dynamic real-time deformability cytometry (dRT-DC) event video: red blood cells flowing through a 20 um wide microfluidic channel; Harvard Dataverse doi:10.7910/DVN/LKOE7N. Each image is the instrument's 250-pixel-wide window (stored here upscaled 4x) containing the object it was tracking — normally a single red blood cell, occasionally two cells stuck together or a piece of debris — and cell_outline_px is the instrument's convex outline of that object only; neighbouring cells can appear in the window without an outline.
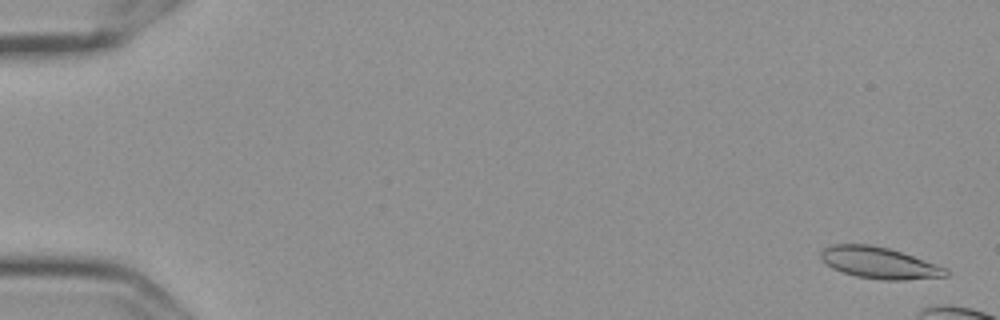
{"species": "Egyptian fruit bat (a non-hibernating species)", "species_latin": "Rousettus aegyptiacus", "temperature_condition": "cold", "stored_images_in_passage": 11, "camera_frame_rate_fps": 3000, "um_per_image_px": 0.085, "frame": {"image": 1, "passage_image": 2, "time_ms": 0.333, "image_size_px": [1000, 320], "cell_outline_px": [[948, 276], [904, 280], [880, 280], [856, 276], [832, 268], [820, 256], [820, 252], [824, 248], [832, 244], [868, 244], [888, 248], [948, 268]], "centroid_in_image_um": [74.74, 22.34], "position_along_channel_um": 10.3, "area_um2": 22.72}}